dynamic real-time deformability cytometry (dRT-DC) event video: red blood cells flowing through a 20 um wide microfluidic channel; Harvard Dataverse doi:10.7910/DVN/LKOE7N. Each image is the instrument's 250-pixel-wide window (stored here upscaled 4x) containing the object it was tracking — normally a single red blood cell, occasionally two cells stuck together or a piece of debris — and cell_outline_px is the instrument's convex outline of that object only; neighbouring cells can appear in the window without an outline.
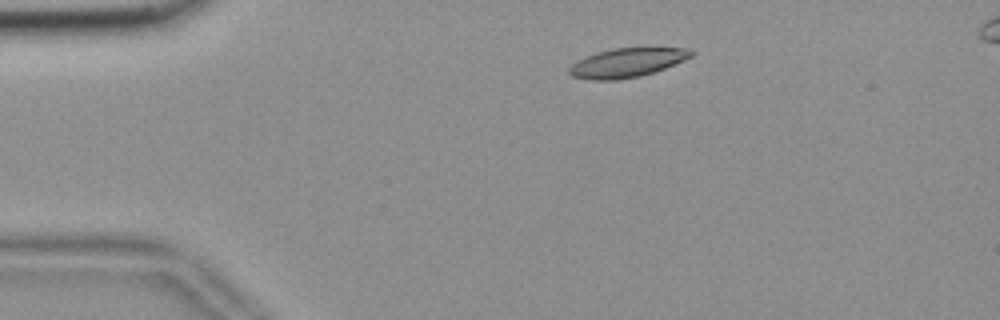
{"species": "common noctule bat (a hibernating species)", "species_latin": "Nyctalus noctula", "temperature_condition": "room temperature", "stored_images_in_passage": 52, "camera_frame_rate_fps": 3000, "um_per_image_px": 0.085, "animal": {"sex": "female", "body_mass_g": 18.4}, "frame": {"image": 1, "passage_image": 7, "time_ms": 2.0, "image_size_px": [1000, 320], "cell_outline_px": [[696, 52], [692, 56], [684, 60], [664, 68], [640, 76], [616, 80], [588, 80], [572, 76], [568, 72], [568, 68], [572, 64], [596, 52], [612, 48], [644, 44], [652, 44], [692, 48]], "centroid_in_image_um": [53.42, 5.25], "position_along_channel_um": 31.6, "area_um2": 21.85}}
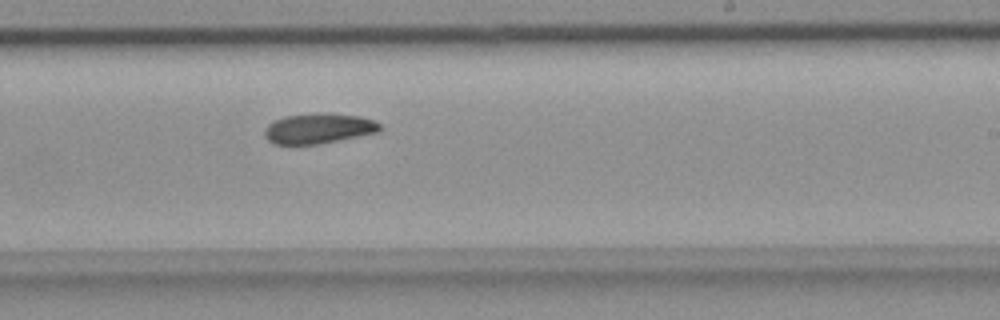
{"frame": {"image": 2, "passage_image": 30, "time_ms": 9.667, "image_size_px": [1000, 320], "cell_outline_px": [[380, 132], [320, 144], [276, 144], [268, 140], [264, 136], [264, 128], [272, 120], [284, 116], [316, 112], [328, 112], [360, 116], [376, 120], [380, 124]], "centroid_in_image_um": [27.08, 10.9], "position_along_channel_um": 261.9, "area_um2": 20.81}}
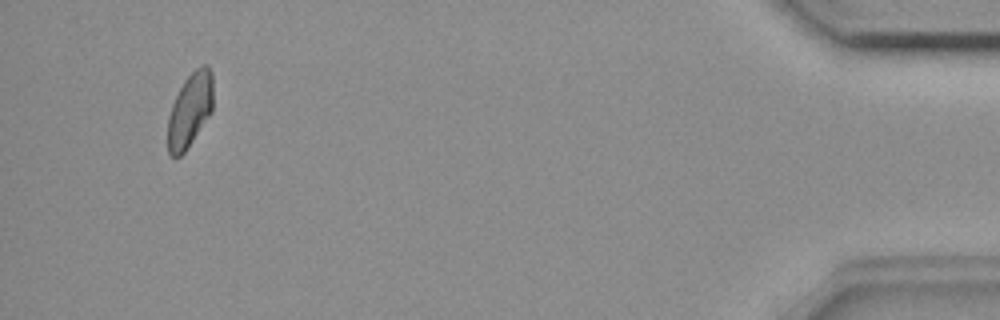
{"frame": {"image": 3, "passage_image": 49, "time_ms": 16.0, "image_size_px": [1000, 320], "cell_outline_px": [[212, 112], [184, 152], [180, 156], [172, 156], [168, 152], [168, 116], [172, 104], [184, 80], [200, 64], [208, 64], [212, 72]], "centroid_in_image_um": [16.15, 9.31], "position_along_channel_um": 419.0, "area_um2": 19.48}, "authors_computed_cell_mechanics": {"area_um2": 20.7791, "velocity_mm_per_s": 3.6609, "shape_relaxation_time_tau1_ms": 5.2386, "shape_relaxation_time_tau2_ms": null, "deformation_change_tau1": 0.1447, "deformation_change_tau2": null}}